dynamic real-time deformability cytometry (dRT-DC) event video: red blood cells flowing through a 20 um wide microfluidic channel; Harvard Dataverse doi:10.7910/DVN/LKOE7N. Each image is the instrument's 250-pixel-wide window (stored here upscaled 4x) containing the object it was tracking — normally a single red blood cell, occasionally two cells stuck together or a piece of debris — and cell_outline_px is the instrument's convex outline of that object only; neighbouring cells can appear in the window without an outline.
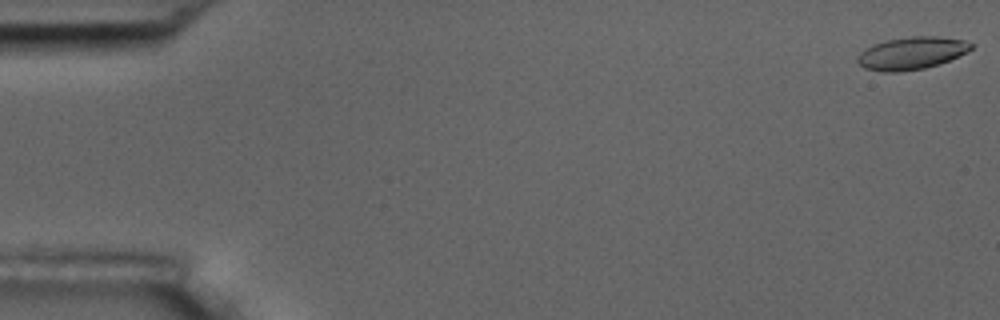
{"species": "common noctule bat (a hibernating species)", "species_latin": "Nyctalus noctula", "temperature_condition": "room temperature", "stored_images_in_passage": 8, "camera_frame_rate_fps": 3000, "um_per_image_px": 0.085, "animal": {"sex": "male", "body_mass_g": 17.5, "forearm_length_mm": 52.3}, "frame": {"image": 1, "passage_image": 1, "time_ms": 0.0, "image_size_px": [1000, 320], "cell_outline_px": [[976, 44], [968, 52], [940, 64], [924, 68], [900, 72], [880, 72], [864, 68], [856, 60], [856, 56], [860, 52], [872, 44], [888, 40], [912, 36], [936, 36], [964, 40]], "centroid_in_image_um": [77.49, 4.52], "position_along_channel_um": 7.5, "area_um2": 21.73}}